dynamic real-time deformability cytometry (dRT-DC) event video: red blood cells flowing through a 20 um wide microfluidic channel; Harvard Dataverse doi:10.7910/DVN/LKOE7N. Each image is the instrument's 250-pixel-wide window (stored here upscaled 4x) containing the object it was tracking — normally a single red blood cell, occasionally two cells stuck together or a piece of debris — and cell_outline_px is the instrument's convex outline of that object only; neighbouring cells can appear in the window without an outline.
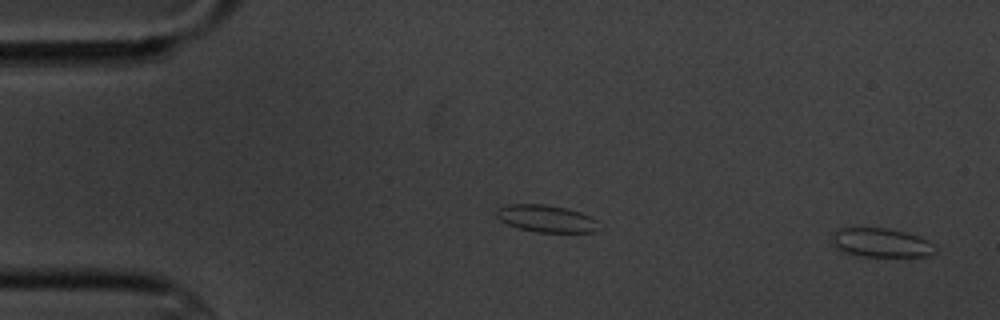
{"species": "common noctule bat (a hibernating species)", "species_latin": "Nyctalus noctula", "temperature_condition": "cold", "stored_images_in_passage": 3, "segment_of_instrument_passage": [2, 2], "camera_frame_rate_fps": 3000, "um_per_image_px": 0.085, "animal": {"sex": "male", "body_mass_g": 20.1, "forearm_length_mm": 53.5}, "frame": {"image": 1, "passage_image": 3, "time_ms": 2.333, "image_size_px": [1000, 320], "cell_outline_px": [[936, 252], [928, 256], [860, 256], [844, 252], [832, 244], [828, 240], [836, 228], [852, 224], [888, 228], [920, 236], [928, 240], [936, 248]], "centroid_in_image_um": [74.78, 20.57], "position_along_channel_um": 10.2, "area_um2": 18.38}}